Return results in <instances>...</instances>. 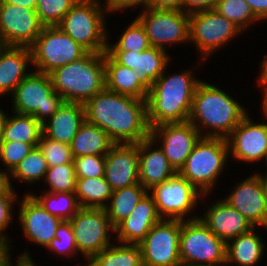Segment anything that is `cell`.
<instances>
[{
    "label": "cell",
    "mask_w": 267,
    "mask_h": 266,
    "mask_svg": "<svg viewBox=\"0 0 267 266\" xmlns=\"http://www.w3.org/2000/svg\"><path fill=\"white\" fill-rule=\"evenodd\" d=\"M84 108L86 121L104 130L115 144H138L150 137L146 100L104 88Z\"/></svg>",
    "instance_id": "6da1fadb"
},
{
    "label": "cell",
    "mask_w": 267,
    "mask_h": 266,
    "mask_svg": "<svg viewBox=\"0 0 267 266\" xmlns=\"http://www.w3.org/2000/svg\"><path fill=\"white\" fill-rule=\"evenodd\" d=\"M194 69L188 68L168 75L167 66L152 84L146 99L150 129L162 124L184 123L189 120L193 96L202 81L195 77Z\"/></svg>",
    "instance_id": "7a4b0ae2"
},
{
    "label": "cell",
    "mask_w": 267,
    "mask_h": 266,
    "mask_svg": "<svg viewBox=\"0 0 267 266\" xmlns=\"http://www.w3.org/2000/svg\"><path fill=\"white\" fill-rule=\"evenodd\" d=\"M221 88L204 80L196 88L188 121L202 137L226 139L248 114L239 100Z\"/></svg>",
    "instance_id": "3957f363"
},
{
    "label": "cell",
    "mask_w": 267,
    "mask_h": 266,
    "mask_svg": "<svg viewBox=\"0 0 267 266\" xmlns=\"http://www.w3.org/2000/svg\"><path fill=\"white\" fill-rule=\"evenodd\" d=\"M49 75L54 91L65 102L85 104L105 88V52H87Z\"/></svg>",
    "instance_id": "277c9868"
},
{
    "label": "cell",
    "mask_w": 267,
    "mask_h": 266,
    "mask_svg": "<svg viewBox=\"0 0 267 266\" xmlns=\"http://www.w3.org/2000/svg\"><path fill=\"white\" fill-rule=\"evenodd\" d=\"M228 160L229 147L225 138L201 137L178 173L201 194L211 195L224 168L228 167Z\"/></svg>",
    "instance_id": "5b68a950"
},
{
    "label": "cell",
    "mask_w": 267,
    "mask_h": 266,
    "mask_svg": "<svg viewBox=\"0 0 267 266\" xmlns=\"http://www.w3.org/2000/svg\"><path fill=\"white\" fill-rule=\"evenodd\" d=\"M103 2L78 0L57 25L88 52L107 51V8ZM106 12V13H105Z\"/></svg>",
    "instance_id": "8992f818"
},
{
    "label": "cell",
    "mask_w": 267,
    "mask_h": 266,
    "mask_svg": "<svg viewBox=\"0 0 267 266\" xmlns=\"http://www.w3.org/2000/svg\"><path fill=\"white\" fill-rule=\"evenodd\" d=\"M11 96L13 112L32 115L41 125L65 102L54 91L50 75L32 70L14 89Z\"/></svg>",
    "instance_id": "52a82bcc"
},
{
    "label": "cell",
    "mask_w": 267,
    "mask_h": 266,
    "mask_svg": "<svg viewBox=\"0 0 267 266\" xmlns=\"http://www.w3.org/2000/svg\"><path fill=\"white\" fill-rule=\"evenodd\" d=\"M179 250L182 266H214L226 262V242L200 218L181 220Z\"/></svg>",
    "instance_id": "ba28073f"
},
{
    "label": "cell",
    "mask_w": 267,
    "mask_h": 266,
    "mask_svg": "<svg viewBox=\"0 0 267 266\" xmlns=\"http://www.w3.org/2000/svg\"><path fill=\"white\" fill-rule=\"evenodd\" d=\"M148 193L152 196L157 212L162 219L182 221L199 218L200 215L195 213L193 215V211L197 210L195 209L198 208L196 205L198 206L200 202L210 196L201 194L179 173L153 186Z\"/></svg>",
    "instance_id": "9c48e42d"
},
{
    "label": "cell",
    "mask_w": 267,
    "mask_h": 266,
    "mask_svg": "<svg viewBox=\"0 0 267 266\" xmlns=\"http://www.w3.org/2000/svg\"><path fill=\"white\" fill-rule=\"evenodd\" d=\"M30 49L33 70L48 75L55 69L78 60L88 52L58 26H44Z\"/></svg>",
    "instance_id": "30bf717a"
},
{
    "label": "cell",
    "mask_w": 267,
    "mask_h": 266,
    "mask_svg": "<svg viewBox=\"0 0 267 266\" xmlns=\"http://www.w3.org/2000/svg\"><path fill=\"white\" fill-rule=\"evenodd\" d=\"M242 33L237 25L215 9L195 12L189 16V44L196 46L200 60L205 61Z\"/></svg>",
    "instance_id": "8fae6325"
},
{
    "label": "cell",
    "mask_w": 267,
    "mask_h": 266,
    "mask_svg": "<svg viewBox=\"0 0 267 266\" xmlns=\"http://www.w3.org/2000/svg\"><path fill=\"white\" fill-rule=\"evenodd\" d=\"M69 222L74 233L78 254L83 255L84 262H89L95 255L116 241L113 238L115 227L104 208H80Z\"/></svg>",
    "instance_id": "7c38bea8"
},
{
    "label": "cell",
    "mask_w": 267,
    "mask_h": 266,
    "mask_svg": "<svg viewBox=\"0 0 267 266\" xmlns=\"http://www.w3.org/2000/svg\"><path fill=\"white\" fill-rule=\"evenodd\" d=\"M189 16L183 10L147 7L136 18L144 26L151 47L167 50L189 43Z\"/></svg>",
    "instance_id": "4fadbf2b"
},
{
    "label": "cell",
    "mask_w": 267,
    "mask_h": 266,
    "mask_svg": "<svg viewBox=\"0 0 267 266\" xmlns=\"http://www.w3.org/2000/svg\"><path fill=\"white\" fill-rule=\"evenodd\" d=\"M181 220L162 219L139 244L144 266H182L180 259Z\"/></svg>",
    "instance_id": "5bb4252c"
},
{
    "label": "cell",
    "mask_w": 267,
    "mask_h": 266,
    "mask_svg": "<svg viewBox=\"0 0 267 266\" xmlns=\"http://www.w3.org/2000/svg\"><path fill=\"white\" fill-rule=\"evenodd\" d=\"M43 27L35 10L21 5L0 4V38L5 46L30 47Z\"/></svg>",
    "instance_id": "9a60e30c"
},
{
    "label": "cell",
    "mask_w": 267,
    "mask_h": 266,
    "mask_svg": "<svg viewBox=\"0 0 267 266\" xmlns=\"http://www.w3.org/2000/svg\"><path fill=\"white\" fill-rule=\"evenodd\" d=\"M253 120L248 113L226 138L229 158L236 159L235 163H263L267 152V123Z\"/></svg>",
    "instance_id": "2e32d148"
},
{
    "label": "cell",
    "mask_w": 267,
    "mask_h": 266,
    "mask_svg": "<svg viewBox=\"0 0 267 266\" xmlns=\"http://www.w3.org/2000/svg\"><path fill=\"white\" fill-rule=\"evenodd\" d=\"M150 137L158 144L178 173L202 135L189 122L162 124L151 128Z\"/></svg>",
    "instance_id": "e0dca14e"
},
{
    "label": "cell",
    "mask_w": 267,
    "mask_h": 266,
    "mask_svg": "<svg viewBox=\"0 0 267 266\" xmlns=\"http://www.w3.org/2000/svg\"><path fill=\"white\" fill-rule=\"evenodd\" d=\"M17 203L18 223L26 241L46 249L62 220L49 213L31 193L25 192Z\"/></svg>",
    "instance_id": "ac0fdd59"
},
{
    "label": "cell",
    "mask_w": 267,
    "mask_h": 266,
    "mask_svg": "<svg viewBox=\"0 0 267 266\" xmlns=\"http://www.w3.org/2000/svg\"><path fill=\"white\" fill-rule=\"evenodd\" d=\"M253 173L236 183L224 201L239 211L254 227L267 229V202L258 175Z\"/></svg>",
    "instance_id": "d6986e66"
},
{
    "label": "cell",
    "mask_w": 267,
    "mask_h": 266,
    "mask_svg": "<svg viewBox=\"0 0 267 266\" xmlns=\"http://www.w3.org/2000/svg\"><path fill=\"white\" fill-rule=\"evenodd\" d=\"M104 177L112 191L139 183L138 144H114L105 155Z\"/></svg>",
    "instance_id": "ffe728a7"
},
{
    "label": "cell",
    "mask_w": 267,
    "mask_h": 266,
    "mask_svg": "<svg viewBox=\"0 0 267 266\" xmlns=\"http://www.w3.org/2000/svg\"><path fill=\"white\" fill-rule=\"evenodd\" d=\"M118 64L137 71L140 82L149 90L163 74L171 61L169 53L161 48L150 47L142 52H107Z\"/></svg>",
    "instance_id": "44dd1931"
},
{
    "label": "cell",
    "mask_w": 267,
    "mask_h": 266,
    "mask_svg": "<svg viewBox=\"0 0 267 266\" xmlns=\"http://www.w3.org/2000/svg\"><path fill=\"white\" fill-rule=\"evenodd\" d=\"M210 203H206L209 205H205L207 209L204 210V215L199 216V218L217 237L226 243L254 228L251 222L224 201L223 197Z\"/></svg>",
    "instance_id": "7402d4cb"
},
{
    "label": "cell",
    "mask_w": 267,
    "mask_h": 266,
    "mask_svg": "<svg viewBox=\"0 0 267 266\" xmlns=\"http://www.w3.org/2000/svg\"><path fill=\"white\" fill-rule=\"evenodd\" d=\"M161 220L155 202L147 192L130 215L115 227L114 238L119 243L139 245L149 230Z\"/></svg>",
    "instance_id": "603a6c76"
},
{
    "label": "cell",
    "mask_w": 267,
    "mask_h": 266,
    "mask_svg": "<svg viewBox=\"0 0 267 266\" xmlns=\"http://www.w3.org/2000/svg\"><path fill=\"white\" fill-rule=\"evenodd\" d=\"M138 151L139 183L147 191L177 173L170 165L162 149L151 137L138 143Z\"/></svg>",
    "instance_id": "cb8c5ba5"
},
{
    "label": "cell",
    "mask_w": 267,
    "mask_h": 266,
    "mask_svg": "<svg viewBox=\"0 0 267 266\" xmlns=\"http://www.w3.org/2000/svg\"><path fill=\"white\" fill-rule=\"evenodd\" d=\"M31 65L30 47L5 46L0 51V97L13 93L17 85L32 71Z\"/></svg>",
    "instance_id": "d4e9b609"
},
{
    "label": "cell",
    "mask_w": 267,
    "mask_h": 266,
    "mask_svg": "<svg viewBox=\"0 0 267 266\" xmlns=\"http://www.w3.org/2000/svg\"><path fill=\"white\" fill-rule=\"evenodd\" d=\"M85 120L84 104L64 102L58 111L42 125L43 134L52 140L71 145Z\"/></svg>",
    "instance_id": "484cf974"
},
{
    "label": "cell",
    "mask_w": 267,
    "mask_h": 266,
    "mask_svg": "<svg viewBox=\"0 0 267 266\" xmlns=\"http://www.w3.org/2000/svg\"><path fill=\"white\" fill-rule=\"evenodd\" d=\"M257 228L254 227L226 243L227 265L256 266L262 261L267 245H265V240L261 238Z\"/></svg>",
    "instance_id": "4316f807"
},
{
    "label": "cell",
    "mask_w": 267,
    "mask_h": 266,
    "mask_svg": "<svg viewBox=\"0 0 267 266\" xmlns=\"http://www.w3.org/2000/svg\"><path fill=\"white\" fill-rule=\"evenodd\" d=\"M105 88L137 99L146 100L148 89L140 82L137 71L118 64L105 52Z\"/></svg>",
    "instance_id": "83f0119b"
},
{
    "label": "cell",
    "mask_w": 267,
    "mask_h": 266,
    "mask_svg": "<svg viewBox=\"0 0 267 266\" xmlns=\"http://www.w3.org/2000/svg\"><path fill=\"white\" fill-rule=\"evenodd\" d=\"M114 144L104 130L85 120L73 138L70 148L73 158L87 155L105 156Z\"/></svg>",
    "instance_id": "f1b7e54d"
},
{
    "label": "cell",
    "mask_w": 267,
    "mask_h": 266,
    "mask_svg": "<svg viewBox=\"0 0 267 266\" xmlns=\"http://www.w3.org/2000/svg\"><path fill=\"white\" fill-rule=\"evenodd\" d=\"M42 133V125L32 115L12 111L5 122L2 141L24 142L36 147Z\"/></svg>",
    "instance_id": "f546056e"
},
{
    "label": "cell",
    "mask_w": 267,
    "mask_h": 266,
    "mask_svg": "<svg viewBox=\"0 0 267 266\" xmlns=\"http://www.w3.org/2000/svg\"><path fill=\"white\" fill-rule=\"evenodd\" d=\"M147 192L140 183L112 191L109 203L104 208L112 225L116 227L126 219Z\"/></svg>",
    "instance_id": "4dcf8cb0"
},
{
    "label": "cell",
    "mask_w": 267,
    "mask_h": 266,
    "mask_svg": "<svg viewBox=\"0 0 267 266\" xmlns=\"http://www.w3.org/2000/svg\"><path fill=\"white\" fill-rule=\"evenodd\" d=\"M75 195L80 208H105L112 189L104 176L83 178L76 180Z\"/></svg>",
    "instance_id": "1f68e13d"
},
{
    "label": "cell",
    "mask_w": 267,
    "mask_h": 266,
    "mask_svg": "<svg viewBox=\"0 0 267 266\" xmlns=\"http://www.w3.org/2000/svg\"><path fill=\"white\" fill-rule=\"evenodd\" d=\"M88 263L91 266H144L138 244L116 243V241L95 255Z\"/></svg>",
    "instance_id": "d6a6232c"
},
{
    "label": "cell",
    "mask_w": 267,
    "mask_h": 266,
    "mask_svg": "<svg viewBox=\"0 0 267 266\" xmlns=\"http://www.w3.org/2000/svg\"><path fill=\"white\" fill-rule=\"evenodd\" d=\"M48 167L47 161L39 147H34L10 173L12 188L14 187L12 184L13 181H17L18 183L23 182L27 184V186L30 184L33 186V184L43 181Z\"/></svg>",
    "instance_id": "836d02e7"
},
{
    "label": "cell",
    "mask_w": 267,
    "mask_h": 266,
    "mask_svg": "<svg viewBox=\"0 0 267 266\" xmlns=\"http://www.w3.org/2000/svg\"><path fill=\"white\" fill-rule=\"evenodd\" d=\"M125 27L124 31L117 38L114 44H110V37L108 34V44L106 52H127L135 51L142 52L151 47L146 30L137 18H133Z\"/></svg>",
    "instance_id": "e575fe53"
},
{
    "label": "cell",
    "mask_w": 267,
    "mask_h": 266,
    "mask_svg": "<svg viewBox=\"0 0 267 266\" xmlns=\"http://www.w3.org/2000/svg\"><path fill=\"white\" fill-rule=\"evenodd\" d=\"M31 193L41 205L52 215L60 218L62 221H69L80 209L75 193H49L41 190L38 196Z\"/></svg>",
    "instance_id": "d590c367"
},
{
    "label": "cell",
    "mask_w": 267,
    "mask_h": 266,
    "mask_svg": "<svg viewBox=\"0 0 267 266\" xmlns=\"http://www.w3.org/2000/svg\"><path fill=\"white\" fill-rule=\"evenodd\" d=\"M215 10L237 25L243 32L261 22L245 0H218Z\"/></svg>",
    "instance_id": "8d00e7d4"
},
{
    "label": "cell",
    "mask_w": 267,
    "mask_h": 266,
    "mask_svg": "<svg viewBox=\"0 0 267 266\" xmlns=\"http://www.w3.org/2000/svg\"><path fill=\"white\" fill-rule=\"evenodd\" d=\"M76 173L74 163H65L53 167H48L46 172L44 186L47 185L49 193H75Z\"/></svg>",
    "instance_id": "74e56055"
},
{
    "label": "cell",
    "mask_w": 267,
    "mask_h": 266,
    "mask_svg": "<svg viewBox=\"0 0 267 266\" xmlns=\"http://www.w3.org/2000/svg\"><path fill=\"white\" fill-rule=\"evenodd\" d=\"M78 0H38L35 12L44 26H57Z\"/></svg>",
    "instance_id": "f35d334b"
},
{
    "label": "cell",
    "mask_w": 267,
    "mask_h": 266,
    "mask_svg": "<svg viewBox=\"0 0 267 266\" xmlns=\"http://www.w3.org/2000/svg\"><path fill=\"white\" fill-rule=\"evenodd\" d=\"M51 254H57L61 257H69V259L75 256L78 257V250L76 247V241L74 233L69 221H62L57 227L55 237L51 240L50 244L46 248Z\"/></svg>",
    "instance_id": "ab89813d"
},
{
    "label": "cell",
    "mask_w": 267,
    "mask_h": 266,
    "mask_svg": "<svg viewBox=\"0 0 267 266\" xmlns=\"http://www.w3.org/2000/svg\"><path fill=\"white\" fill-rule=\"evenodd\" d=\"M37 146L44 155L49 167L73 163L70 145L52 140L42 133Z\"/></svg>",
    "instance_id": "60d3db41"
},
{
    "label": "cell",
    "mask_w": 267,
    "mask_h": 266,
    "mask_svg": "<svg viewBox=\"0 0 267 266\" xmlns=\"http://www.w3.org/2000/svg\"><path fill=\"white\" fill-rule=\"evenodd\" d=\"M34 147L24 142H0V163L11 173Z\"/></svg>",
    "instance_id": "b9f144b4"
},
{
    "label": "cell",
    "mask_w": 267,
    "mask_h": 266,
    "mask_svg": "<svg viewBox=\"0 0 267 266\" xmlns=\"http://www.w3.org/2000/svg\"><path fill=\"white\" fill-rule=\"evenodd\" d=\"M77 179L103 177L105 156L90 155L73 158Z\"/></svg>",
    "instance_id": "7bdbcfd3"
},
{
    "label": "cell",
    "mask_w": 267,
    "mask_h": 266,
    "mask_svg": "<svg viewBox=\"0 0 267 266\" xmlns=\"http://www.w3.org/2000/svg\"><path fill=\"white\" fill-rule=\"evenodd\" d=\"M21 196L17 194H0V240L8 245L9 255H11L12 239L8 236L7 228L10 227V223H13L14 214L13 209ZM14 212V213H13ZM7 234V235H6Z\"/></svg>",
    "instance_id": "ee69618b"
},
{
    "label": "cell",
    "mask_w": 267,
    "mask_h": 266,
    "mask_svg": "<svg viewBox=\"0 0 267 266\" xmlns=\"http://www.w3.org/2000/svg\"><path fill=\"white\" fill-rule=\"evenodd\" d=\"M107 8L109 14L127 11L131 8H142L145 9L149 7V0H107L103 3ZM140 6V7H139Z\"/></svg>",
    "instance_id": "f6af8a7d"
},
{
    "label": "cell",
    "mask_w": 267,
    "mask_h": 266,
    "mask_svg": "<svg viewBox=\"0 0 267 266\" xmlns=\"http://www.w3.org/2000/svg\"><path fill=\"white\" fill-rule=\"evenodd\" d=\"M218 0H183L182 10L192 14L204 10H213Z\"/></svg>",
    "instance_id": "bcb514c9"
},
{
    "label": "cell",
    "mask_w": 267,
    "mask_h": 266,
    "mask_svg": "<svg viewBox=\"0 0 267 266\" xmlns=\"http://www.w3.org/2000/svg\"><path fill=\"white\" fill-rule=\"evenodd\" d=\"M255 16L263 22L267 20V0H245Z\"/></svg>",
    "instance_id": "7dc6e473"
},
{
    "label": "cell",
    "mask_w": 267,
    "mask_h": 266,
    "mask_svg": "<svg viewBox=\"0 0 267 266\" xmlns=\"http://www.w3.org/2000/svg\"><path fill=\"white\" fill-rule=\"evenodd\" d=\"M183 0H149V7L153 9L182 10Z\"/></svg>",
    "instance_id": "c3c4849f"
},
{
    "label": "cell",
    "mask_w": 267,
    "mask_h": 266,
    "mask_svg": "<svg viewBox=\"0 0 267 266\" xmlns=\"http://www.w3.org/2000/svg\"><path fill=\"white\" fill-rule=\"evenodd\" d=\"M10 180V173L5 169L1 170L0 167V194H17V191L13 190Z\"/></svg>",
    "instance_id": "681fc988"
},
{
    "label": "cell",
    "mask_w": 267,
    "mask_h": 266,
    "mask_svg": "<svg viewBox=\"0 0 267 266\" xmlns=\"http://www.w3.org/2000/svg\"><path fill=\"white\" fill-rule=\"evenodd\" d=\"M30 251L25 248V251L22 252V254H18V257L16 258V262L13 264L12 263V257L9 255V266H37L33 260V256H31ZM40 266V265H39ZM42 266V265H41Z\"/></svg>",
    "instance_id": "f907efd6"
},
{
    "label": "cell",
    "mask_w": 267,
    "mask_h": 266,
    "mask_svg": "<svg viewBox=\"0 0 267 266\" xmlns=\"http://www.w3.org/2000/svg\"><path fill=\"white\" fill-rule=\"evenodd\" d=\"M264 59L261 60V62L259 63L258 68H260V73L258 75V79H256L257 81V86L258 87H264L267 88V54L263 55Z\"/></svg>",
    "instance_id": "816d5d0a"
},
{
    "label": "cell",
    "mask_w": 267,
    "mask_h": 266,
    "mask_svg": "<svg viewBox=\"0 0 267 266\" xmlns=\"http://www.w3.org/2000/svg\"><path fill=\"white\" fill-rule=\"evenodd\" d=\"M38 0H2V3L21 5L22 7L30 8L35 10Z\"/></svg>",
    "instance_id": "f5cc1de1"
},
{
    "label": "cell",
    "mask_w": 267,
    "mask_h": 266,
    "mask_svg": "<svg viewBox=\"0 0 267 266\" xmlns=\"http://www.w3.org/2000/svg\"><path fill=\"white\" fill-rule=\"evenodd\" d=\"M261 88V91H262V104H261V113L263 115V118H265L263 121H266L267 120V88H264V87H260ZM267 123V121H266Z\"/></svg>",
    "instance_id": "db71d44e"
},
{
    "label": "cell",
    "mask_w": 267,
    "mask_h": 266,
    "mask_svg": "<svg viewBox=\"0 0 267 266\" xmlns=\"http://www.w3.org/2000/svg\"><path fill=\"white\" fill-rule=\"evenodd\" d=\"M7 117H8V113H5V110L0 108V142L2 141L4 126H5Z\"/></svg>",
    "instance_id": "11a10c76"
},
{
    "label": "cell",
    "mask_w": 267,
    "mask_h": 266,
    "mask_svg": "<svg viewBox=\"0 0 267 266\" xmlns=\"http://www.w3.org/2000/svg\"><path fill=\"white\" fill-rule=\"evenodd\" d=\"M9 256L8 245L0 240V264Z\"/></svg>",
    "instance_id": "9f6ffc18"
},
{
    "label": "cell",
    "mask_w": 267,
    "mask_h": 266,
    "mask_svg": "<svg viewBox=\"0 0 267 266\" xmlns=\"http://www.w3.org/2000/svg\"><path fill=\"white\" fill-rule=\"evenodd\" d=\"M267 202V175H258Z\"/></svg>",
    "instance_id": "6f0895ef"
},
{
    "label": "cell",
    "mask_w": 267,
    "mask_h": 266,
    "mask_svg": "<svg viewBox=\"0 0 267 266\" xmlns=\"http://www.w3.org/2000/svg\"><path fill=\"white\" fill-rule=\"evenodd\" d=\"M263 162L265 163L264 165L266 166V170H267V152H266V155H265V158L263 160ZM257 175H267V171L265 172H260V170L257 172V171H254ZM260 172V173H259Z\"/></svg>",
    "instance_id": "680465c9"
},
{
    "label": "cell",
    "mask_w": 267,
    "mask_h": 266,
    "mask_svg": "<svg viewBox=\"0 0 267 266\" xmlns=\"http://www.w3.org/2000/svg\"><path fill=\"white\" fill-rule=\"evenodd\" d=\"M0 266H9V256L0 264Z\"/></svg>",
    "instance_id": "91938a15"
},
{
    "label": "cell",
    "mask_w": 267,
    "mask_h": 266,
    "mask_svg": "<svg viewBox=\"0 0 267 266\" xmlns=\"http://www.w3.org/2000/svg\"><path fill=\"white\" fill-rule=\"evenodd\" d=\"M5 47L4 43L2 42L1 38H0V51Z\"/></svg>",
    "instance_id": "94428289"
},
{
    "label": "cell",
    "mask_w": 267,
    "mask_h": 266,
    "mask_svg": "<svg viewBox=\"0 0 267 266\" xmlns=\"http://www.w3.org/2000/svg\"><path fill=\"white\" fill-rule=\"evenodd\" d=\"M214 266H227V263H223V264H220V265H214Z\"/></svg>",
    "instance_id": "6125c7cd"
},
{
    "label": "cell",
    "mask_w": 267,
    "mask_h": 266,
    "mask_svg": "<svg viewBox=\"0 0 267 266\" xmlns=\"http://www.w3.org/2000/svg\"><path fill=\"white\" fill-rule=\"evenodd\" d=\"M93 1L103 2L102 0H93ZM106 1H107V0H104V3H105Z\"/></svg>",
    "instance_id": "be15d7a7"
}]
</instances>
